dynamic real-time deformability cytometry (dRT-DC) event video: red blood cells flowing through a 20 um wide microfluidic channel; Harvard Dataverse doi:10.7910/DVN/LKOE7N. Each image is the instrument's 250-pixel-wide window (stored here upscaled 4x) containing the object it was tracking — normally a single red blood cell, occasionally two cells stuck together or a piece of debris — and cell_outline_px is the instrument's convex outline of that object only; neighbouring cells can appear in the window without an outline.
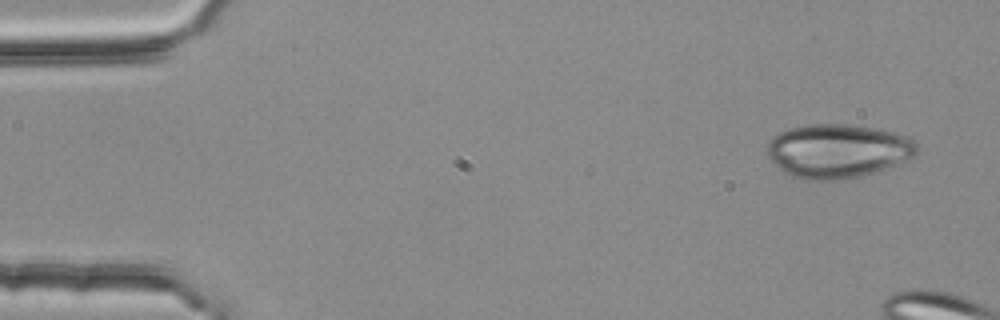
{"species": "common noctule bat (a hibernating species)", "species_latin": "Nyctalus noctula", "temperature_condition": "room temperature", "stored_images_in_passage": 3, "camera_frame_rate_fps": 3000, "um_per_image_px": 0.085, "animal": {"sex": "female", "body_mass_g": 25.1}, "frame": {"image": 1, "passage_image": 1, "time_ms": 0.0, "image_size_px": [1000, 320], "cell_outline_px": [[920, 152], [916, 156], [896, 164], [860, 176], [832, 180], [804, 180], [792, 176], [784, 172], [768, 156], [768, 140], [780, 132], [788, 128], [808, 124], [848, 124], [872, 128], [892, 132], [908, 136], [916, 140], [920, 144]], "centroid_in_image_um": [71.25, 12.82], "position_along_channel_um": 13.8, "area_um2": 47.11}}